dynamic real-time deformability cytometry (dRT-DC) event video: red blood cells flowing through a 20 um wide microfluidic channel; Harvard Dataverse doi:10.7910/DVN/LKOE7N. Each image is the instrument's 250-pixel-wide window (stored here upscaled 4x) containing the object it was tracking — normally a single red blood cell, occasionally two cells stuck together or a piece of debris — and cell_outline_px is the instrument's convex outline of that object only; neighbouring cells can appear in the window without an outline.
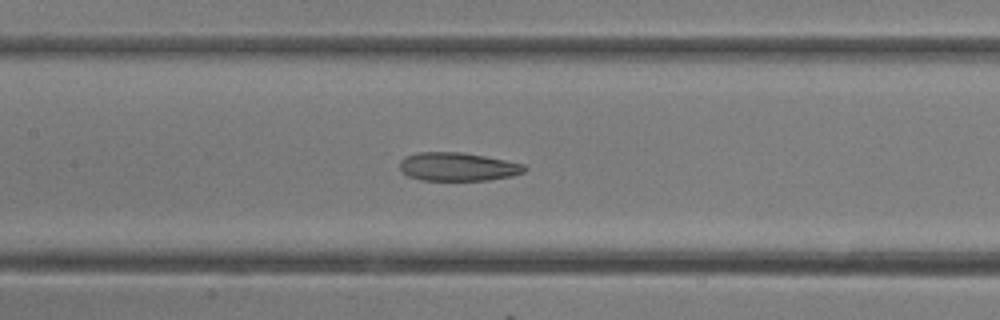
{"species": "common noctule bat (a hibernating species)", "species_latin": "Nyctalus noctula", "temperature_condition": "room temperature", "stored_images_in_passage": 15, "camera_frame_rate_fps": 3000, "um_per_image_px": 0.085, "animal": {"sex": "female"}, "frame": {"image": 1, "passage_image": 13, "time_ms": 4.0, "image_size_px": [1000, 320], "cell_outline_px": [[528, 168], [524, 172], [512, 176], [488, 180], [420, 180], [408, 176], [400, 168], [400, 160], [404, 156], [416, 152], [460, 152], [484, 156], [524, 164]], "centroid_in_image_um": [38.9, 14.17], "position_along_channel_um": 168.5, "area_um2": 20.69}}
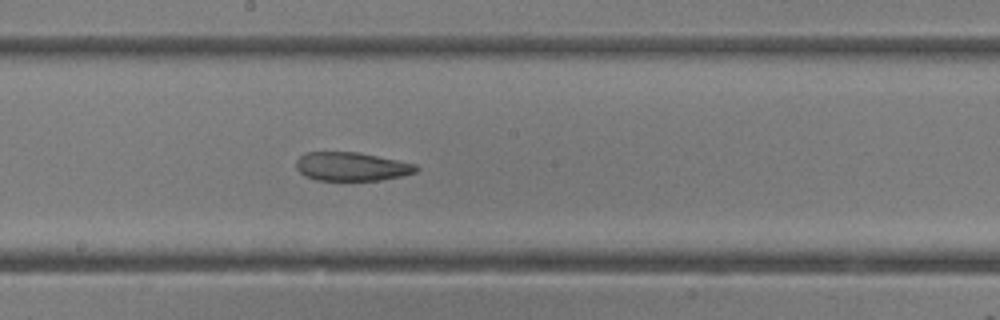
{"frame": {"image": 2, "passage_image": 15, "time_ms": 4.667, "image_size_px": [1000, 320], "cell_outline_px": [[420, 168], [416, 172], [400, 176], [380, 180], [316, 180], [304, 176], [296, 168], [296, 160], [300, 156], [308, 152], [356, 152], [416, 164]], "centroid_in_image_um": [29.86, 14.16], "position_along_channel_um": 218.3, "area_um2": 19.88}}